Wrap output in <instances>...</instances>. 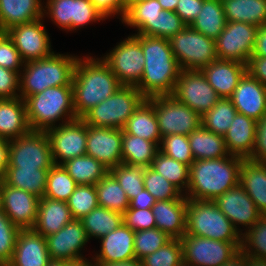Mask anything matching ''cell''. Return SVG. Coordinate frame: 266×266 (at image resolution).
<instances>
[{
  "label": "cell",
  "mask_w": 266,
  "mask_h": 266,
  "mask_svg": "<svg viewBox=\"0 0 266 266\" xmlns=\"http://www.w3.org/2000/svg\"><path fill=\"white\" fill-rule=\"evenodd\" d=\"M142 46L144 71L135 86L145 98L172 95L181 68L171 50L169 39L134 35Z\"/></svg>",
  "instance_id": "1"
},
{
  "label": "cell",
  "mask_w": 266,
  "mask_h": 266,
  "mask_svg": "<svg viewBox=\"0 0 266 266\" xmlns=\"http://www.w3.org/2000/svg\"><path fill=\"white\" fill-rule=\"evenodd\" d=\"M76 62L73 80V105L77 118H81L92 107L112 96L123 86L103 61L93 58Z\"/></svg>",
  "instance_id": "2"
},
{
  "label": "cell",
  "mask_w": 266,
  "mask_h": 266,
  "mask_svg": "<svg viewBox=\"0 0 266 266\" xmlns=\"http://www.w3.org/2000/svg\"><path fill=\"white\" fill-rule=\"evenodd\" d=\"M244 158L236 155L219 159L195 160L189 167L187 199L214 201L239 184Z\"/></svg>",
  "instance_id": "3"
},
{
  "label": "cell",
  "mask_w": 266,
  "mask_h": 266,
  "mask_svg": "<svg viewBox=\"0 0 266 266\" xmlns=\"http://www.w3.org/2000/svg\"><path fill=\"white\" fill-rule=\"evenodd\" d=\"M77 60L76 56L53 53L47 58L26 62L24 75L19 80L20 97L25 100L50 87L72 85Z\"/></svg>",
  "instance_id": "4"
},
{
  "label": "cell",
  "mask_w": 266,
  "mask_h": 266,
  "mask_svg": "<svg viewBox=\"0 0 266 266\" xmlns=\"http://www.w3.org/2000/svg\"><path fill=\"white\" fill-rule=\"evenodd\" d=\"M27 120L31 130L46 131L53 123L67 117L77 119L73 105L72 85L50 87L25 100Z\"/></svg>",
  "instance_id": "5"
},
{
  "label": "cell",
  "mask_w": 266,
  "mask_h": 266,
  "mask_svg": "<svg viewBox=\"0 0 266 266\" xmlns=\"http://www.w3.org/2000/svg\"><path fill=\"white\" fill-rule=\"evenodd\" d=\"M239 232L213 201L187 199L185 234L241 242Z\"/></svg>",
  "instance_id": "6"
},
{
  "label": "cell",
  "mask_w": 266,
  "mask_h": 266,
  "mask_svg": "<svg viewBox=\"0 0 266 266\" xmlns=\"http://www.w3.org/2000/svg\"><path fill=\"white\" fill-rule=\"evenodd\" d=\"M146 98L135 86H121L112 96L87 111L81 119L89 126L123 129Z\"/></svg>",
  "instance_id": "7"
},
{
  "label": "cell",
  "mask_w": 266,
  "mask_h": 266,
  "mask_svg": "<svg viewBox=\"0 0 266 266\" xmlns=\"http://www.w3.org/2000/svg\"><path fill=\"white\" fill-rule=\"evenodd\" d=\"M178 65L184 70H201L217 60L215 40L187 25L169 39Z\"/></svg>",
  "instance_id": "8"
},
{
  "label": "cell",
  "mask_w": 266,
  "mask_h": 266,
  "mask_svg": "<svg viewBox=\"0 0 266 266\" xmlns=\"http://www.w3.org/2000/svg\"><path fill=\"white\" fill-rule=\"evenodd\" d=\"M154 107L161 137L173 134L188 136L201 125V115L172 95L146 98Z\"/></svg>",
  "instance_id": "9"
},
{
  "label": "cell",
  "mask_w": 266,
  "mask_h": 266,
  "mask_svg": "<svg viewBox=\"0 0 266 266\" xmlns=\"http://www.w3.org/2000/svg\"><path fill=\"white\" fill-rule=\"evenodd\" d=\"M54 165L45 131L30 130L8 141L7 167L50 169Z\"/></svg>",
  "instance_id": "10"
},
{
  "label": "cell",
  "mask_w": 266,
  "mask_h": 266,
  "mask_svg": "<svg viewBox=\"0 0 266 266\" xmlns=\"http://www.w3.org/2000/svg\"><path fill=\"white\" fill-rule=\"evenodd\" d=\"M183 262L192 266H222L241 248V242H225L184 234Z\"/></svg>",
  "instance_id": "11"
},
{
  "label": "cell",
  "mask_w": 266,
  "mask_h": 266,
  "mask_svg": "<svg viewBox=\"0 0 266 266\" xmlns=\"http://www.w3.org/2000/svg\"><path fill=\"white\" fill-rule=\"evenodd\" d=\"M124 86H136L144 71L145 57L139 40L129 36L102 59Z\"/></svg>",
  "instance_id": "12"
},
{
  "label": "cell",
  "mask_w": 266,
  "mask_h": 266,
  "mask_svg": "<svg viewBox=\"0 0 266 266\" xmlns=\"http://www.w3.org/2000/svg\"><path fill=\"white\" fill-rule=\"evenodd\" d=\"M172 96L201 116L221 99L201 70L181 69Z\"/></svg>",
  "instance_id": "13"
},
{
  "label": "cell",
  "mask_w": 266,
  "mask_h": 266,
  "mask_svg": "<svg viewBox=\"0 0 266 266\" xmlns=\"http://www.w3.org/2000/svg\"><path fill=\"white\" fill-rule=\"evenodd\" d=\"M58 127L47 129L54 164L62 165L67 160L86 155L87 124L77 118L64 121ZM63 161L58 163L57 159Z\"/></svg>",
  "instance_id": "14"
},
{
  "label": "cell",
  "mask_w": 266,
  "mask_h": 266,
  "mask_svg": "<svg viewBox=\"0 0 266 266\" xmlns=\"http://www.w3.org/2000/svg\"><path fill=\"white\" fill-rule=\"evenodd\" d=\"M258 27L243 22H227L215 40L217 58L248 63L252 56Z\"/></svg>",
  "instance_id": "15"
},
{
  "label": "cell",
  "mask_w": 266,
  "mask_h": 266,
  "mask_svg": "<svg viewBox=\"0 0 266 266\" xmlns=\"http://www.w3.org/2000/svg\"><path fill=\"white\" fill-rule=\"evenodd\" d=\"M40 198L25 190L7 185L0 179V207L19 229H33Z\"/></svg>",
  "instance_id": "16"
},
{
  "label": "cell",
  "mask_w": 266,
  "mask_h": 266,
  "mask_svg": "<svg viewBox=\"0 0 266 266\" xmlns=\"http://www.w3.org/2000/svg\"><path fill=\"white\" fill-rule=\"evenodd\" d=\"M41 20L19 24L6 31L24 63L47 58L54 53Z\"/></svg>",
  "instance_id": "17"
},
{
  "label": "cell",
  "mask_w": 266,
  "mask_h": 266,
  "mask_svg": "<svg viewBox=\"0 0 266 266\" xmlns=\"http://www.w3.org/2000/svg\"><path fill=\"white\" fill-rule=\"evenodd\" d=\"M45 238L52 261L71 262L84 259L79 253L89 238L81 220L73 219L57 233Z\"/></svg>",
  "instance_id": "18"
},
{
  "label": "cell",
  "mask_w": 266,
  "mask_h": 266,
  "mask_svg": "<svg viewBox=\"0 0 266 266\" xmlns=\"http://www.w3.org/2000/svg\"><path fill=\"white\" fill-rule=\"evenodd\" d=\"M86 155L109 170L122 164V129L87 125Z\"/></svg>",
  "instance_id": "19"
},
{
  "label": "cell",
  "mask_w": 266,
  "mask_h": 266,
  "mask_svg": "<svg viewBox=\"0 0 266 266\" xmlns=\"http://www.w3.org/2000/svg\"><path fill=\"white\" fill-rule=\"evenodd\" d=\"M221 212L232 222L242 224L249 229L263 216L243 187L238 184L225 191L213 201Z\"/></svg>",
  "instance_id": "20"
},
{
  "label": "cell",
  "mask_w": 266,
  "mask_h": 266,
  "mask_svg": "<svg viewBox=\"0 0 266 266\" xmlns=\"http://www.w3.org/2000/svg\"><path fill=\"white\" fill-rule=\"evenodd\" d=\"M230 99L237 113L256 121L266 114V86L248 72L240 79Z\"/></svg>",
  "instance_id": "21"
},
{
  "label": "cell",
  "mask_w": 266,
  "mask_h": 266,
  "mask_svg": "<svg viewBox=\"0 0 266 266\" xmlns=\"http://www.w3.org/2000/svg\"><path fill=\"white\" fill-rule=\"evenodd\" d=\"M51 261L46 238L34 229H20L7 266H48Z\"/></svg>",
  "instance_id": "22"
},
{
  "label": "cell",
  "mask_w": 266,
  "mask_h": 266,
  "mask_svg": "<svg viewBox=\"0 0 266 266\" xmlns=\"http://www.w3.org/2000/svg\"><path fill=\"white\" fill-rule=\"evenodd\" d=\"M201 71L221 98H230L247 72V65L234 60L217 59Z\"/></svg>",
  "instance_id": "23"
},
{
  "label": "cell",
  "mask_w": 266,
  "mask_h": 266,
  "mask_svg": "<svg viewBox=\"0 0 266 266\" xmlns=\"http://www.w3.org/2000/svg\"><path fill=\"white\" fill-rule=\"evenodd\" d=\"M135 232L124 223L117 229L101 237V251L95 257V263H118L135 258Z\"/></svg>",
  "instance_id": "24"
},
{
  "label": "cell",
  "mask_w": 266,
  "mask_h": 266,
  "mask_svg": "<svg viewBox=\"0 0 266 266\" xmlns=\"http://www.w3.org/2000/svg\"><path fill=\"white\" fill-rule=\"evenodd\" d=\"M187 199L159 200L152 206L156 227L171 239H181L186 233Z\"/></svg>",
  "instance_id": "25"
},
{
  "label": "cell",
  "mask_w": 266,
  "mask_h": 266,
  "mask_svg": "<svg viewBox=\"0 0 266 266\" xmlns=\"http://www.w3.org/2000/svg\"><path fill=\"white\" fill-rule=\"evenodd\" d=\"M257 121L237 113L223 136L227 151L231 155L247 159L253 152Z\"/></svg>",
  "instance_id": "26"
},
{
  "label": "cell",
  "mask_w": 266,
  "mask_h": 266,
  "mask_svg": "<svg viewBox=\"0 0 266 266\" xmlns=\"http://www.w3.org/2000/svg\"><path fill=\"white\" fill-rule=\"evenodd\" d=\"M31 130L24 100L0 99V139H17Z\"/></svg>",
  "instance_id": "27"
},
{
  "label": "cell",
  "mask_w": 266,
  "mask_h": 266,
  "mask_svg": "<svg viewBox=\"0 0 266 266\" xmlns=\"http://www.w3.org/2000/svg\"><path fill=\"white\" fill-rule=\"evenodd\" d=\"M73 219L67 202L41 197L33 229L43 237H47L57 233Z\"/></svg>",
  "instance_id": "28"
},
{
  "label": "cell",
  "mask_w": 266,
  "mask_h": 266,
  "mask_svg": "<svg viewBox=\"0 0 266 266\" xmlns=\"http://www.w3.org/2000/svg\"><path fill=\"white\" fill-rule=\"evenodd\" d=\"M40 0H0V32L44 17Z\"/></svg>",
  "instance_id": "29"
},
{
  "label": "cell",
  "mask_w": 266,
  "mask_h": 266,
  "mask_svg": "<svg viewBox=\"0 0 266 266\" xmlns=\"http://www.w3.org/2000/svg\"><path fill=\"white\" fill-rule=\"evenodd\" d=\"M239 184L254 201L258 210L266 215V162L243 159Z\"/></svg>",
  "instance_id": "30"
},
{
  "label": "cell",
  "mask_w": 266,
  "mask_h": 266,
  "mask_svg": "<svg viewBox=\"0 0 266 266\" xmlns=\"http://www.w3.org/2000/svg\"><path fill=\"white\" fill-rule=\"evenodd\" d=\"M122 133L139 136L155 142L158 146L162 140L153 105L145 99L127 120Z\"/></svg>",
  "instance_id": "31"
},
{
  "label": "cell",
  "mask_w": 266,
  "mask_h": 266,
  "mask_svg": "<svg viewBox=\"0 0 266 266\" xmlns=\"http://www.w3.org/2000/svg\"><path fill=\"white\" fill-rule=\"evenodd\" d=\"M194 160L219 159L230 156L224 137L204 128L202 125L188 135Z\"/></svg>",
  "instance_id": "32"
},
{
  "label": "cell",
  "mask_w": 266,
  "mask_h": 266,
  "mask_svg": "<svg viewBox=\"0 0 266 266\" xmlns=\"http://www.w3.org/2000/svg\"><path fill=\"white\" fill-rule=\"evenodd\" d=\"M162 10L158 0H144L133 4L128 9L122 22L136 27L137 34L157 37V19Z\"/></svg>",
  "instance_id": "33"
},
{
  "label": "cell",
  "mask_w": 266,
  "mask_h": 266,
  "mask_svg": "<svg viewBox=\"0 0 266 266\" xmlns=\"http://www.w3.org/2000/svg\"><path fill=\"white\" fill-rule=\"evenodd\" d=\"M227 22L266 24V0H221Z\"/></svg>",
  "instance_id": "34"
},
{
  "label": "cell",
  "mask_w": 266,
  "mask_h": 266,
  "mask_svg": "<svg viewBox=\"0 0 266 266\" xmlns=\"http://www.w3.org/2000/svg\"><path fill=\"white\" fill-rule=\"evenodd\" d=\"M49 169L7 167L2 180L9 186L25 190L41 198L46 190Z\"/></svg>",
  "instance_id": "35"
},
{
  "label": "cell",
  "mask_w": 266,
  "mask_h": 266,
  "mask_svg": "<svg viewBox=\"0 0 266 266\" xmlns=\"http://www.w3.org/2000/svg\"><path fill=\"white\" fill-rule=\"evenodd\" d=\"M159 147L155 142L122 133V163L131 166L151 167Z\"/></svg>",
  "instance_id": "36"
},
{
  "label": "cell",
  "mask_w": 266,
  "mask_h": 266,
  "mask_svg": "<svg viewBox=\"0 0 266 266\" xmlns=\"http://www.w3.org/2000/svg\"><path fill=\"white\" fill-rule=\"evenodd\" d=\"M226 17L221 0H204L199 15L191 27L206 37L216 40L226 26Z\"/></svg>",
  "instance_id": "37"
},
{
  "label": "cell",
  "mask_w": 266,
  "mask_h": 266,
  "mask_svg": "<svg viewBox=\"0 0 266 266\" xmlns=\"http://www.w3.org/2000/svg\"><path fill=\"white\" fill-rule=\"evenodd\" d=\"M62 165L78 185H95L109 172L106 166L89 155L75 157Z\"/></svg>",
  "instance_id": "38"
},
{
  "label": "cell",
  "mask_w": 266,
  "mask_h": 266,
  "mask_svg": "<svg viewBox=\"0 0 266 266\" xmlns=\"http://www.w3.org/2000/svg\"><path fill=\"white\" fill-rule=\"evenodd\" d=\"M88 238H101L123 224V214L98 206L80 219Z\"/></svg>",
  "instance_id": "39"
},
{
  "label": "cell",
  "mask_w": 266,
  "mask_h": 266,
  "mask_svg": "<svg viewBox=\"0 0 266 266\" xmlns=\"http://www.w3.org/2000/svg\"><path fill=\"white\" fill-rule=\"evenodd\" d=\"M98 205L109 210L124 214L130 206L126 192L116 178L108 172L103 179L95 184Z\"/></svg>",
  "instance_id": "40"
},
{
  "label": "cell",
  "mask_w": 266,
  "mask_h": 266,
  "mask_svg": "<svg viewBox=\"0 0 266 266\" xmlns=\"http://www.w3.org/2000/svg\"><path fill=\"white\" fill-rule=\"evenodd\" d=\"M236 108L230 98H221L209 111L201 116L202 126L217 135L224 136L235 115Z\"/></svg>",
  "instance_id": "41"
},
{
  "label": "cell",
  "mask_w": 266,
  "mask_h": 266,
  "mask_svg": "<svg viewBox=\"0 0 266 266\" xmlns=\"http://www.w3.org/2000/svg\"><path fill=\"white\" fill-rule=\"evenodd\" d=\"M77 186L63 165L54 164L48 171L43 197L66 202Z\"/></svg>",
  "instance_id": "42"
},
{
  "label": "cell",
  "mask_w": 266,
  "mask_h": 266,
  "mask_svg": "<svg viewBox=\"0 0 266 266\" xmlns=\"http://www.w3.org/2000/svg\"><path fill=\"white\" fill-rule=\"evenodd\" d=\"M151 168L161 174L180 191L188 188L189 166L158 151L151 164Z\"/></svg>",
  "instance_id": "43"
},
{
  "label": "cell",
  "mask_w": 266,
  "mask_h": 266,
  "mask_svg": "<svg viewBox=\"0 0 266 266\" xmlns=\"http://www.w3.org/2000/svg\"><path fill=\"white\" fill-rule=\"evenodd\" d=\"M109 172L116 178L130 201L145 188L143 183L145 167L143 166L122 163L111 168Z\"/></svg>",
  "instance_id": "44"
},
{
  "label": "cell",
  "mask_w": 266,
  "mask_h": 266,
  "mask_svg": "<svg viewBox=\"0 0 266 266\" xmlns=\"http://www.w3.org/2000/svg\"><path fill=\"white\" fill-rule=\"evenodd\" d=\"M145 189L157 200L187 199L177 187L151 167H145L143 174Z\"/></svg>",
  "instance_id": "45"
},
{
  "label": "cell",
  "mask_w": 266,
  "mask_h": 266,
  "mask_svg": "<svg viewBox=\"0 0 266 266\" xmlns=\"http://www.w3.org/2000/svg\"><path fill=\"white\" fill-rule=\"evenodd\" d=\"M66 202L73 218L80 220L99 206L95 185H78Z\"/></svg>",
  "instance_id": "46"
},
{
  "label": "cell",
  "mask_w": 266,
  "mask_h": 266,
  "mask_svg": "<svg viewBox=\"0 0 266 266\" xmlns=\"http://www.w3.org/2000/svg\"><path fill=\"white\" fill-rule=\"evenodd\" d=\"M170 240L171 237L157 227L148 230L136 231L134 236L135 258L142 260L147 255L152 254L164 246Z\"/></svg>",
  "instance_id": "47"
},
{
  "label": "cell",
  "mask_w": 266,
  "mask_h": 266,
  "mask_svg": "<svg viewBox=\"0 0 266 266\" xmlns=\"http://www.w3.org/2000/svg\"><path fill=\"white\" fill-rule=\"evenodd\" d=\"M244 234L241 232V248L246 255L266 258V215H263ZM253 251H252V250Z\"/></svg>",
  "instance_id": "48"
},
{
  "label": "cell",
  "mask_w": 266,
  "mask_h": 266,
  "mask_svg": "<svg viewBox=\"0 0 266 266\" xmlns=\"http://www.w3.org/2000/svg\"><path fill=\"white\" fill-rule=\"evenodd\" d=\"M141 261L143 266H179L183 261L181 240L171 239Z\"/></svg>",
  "instance_id": "49"
},
{
  "label": "cell",
  "mask_w": 266,
  "mask_h": 266,
  "mask_svg": "<svg viewBox=\"0 0 266 266\" xmlns=\"http://www.w3.org/2000/svg\"><path fill=\"white\" fill-rule=\"evenodd\" d=\"M160 144L162 147H159V151L170 158L182 162L189 167L195 161L189 145L188 136L186 135L173 134L162 137Z\"/></svg>",
  "instance_id": "50"
},
{
  "label": "cell",
  "mask_w": 266,
  "mask_h": 266,
  "mask_svg": "<svg viewBox=\"0 0 266 266\" xmlns=\"http://www.w3.org/2000/svg\"><path fill=\"white\" fill-rule=\"evenodd\" d=\"M19 231L0 207V266H7L12 260Z\"/></svg>",
  "instance_id": "51"
},
{
  "label": "cell",
  "mask_w": 266,
  "mask_h": 266,
  "mask_svg": "<svg viewBox=\"0 0 266 266\" xmlns=\"http://www.w3.org/2000/svg\"><path fill=\"white\" fill-rule=\"evenodd\" d=\"M47 14L64 29H73L74 0H47Z\"/></svg>",
  "instance_id": "52"
},
{
  "label": "cell",
  "mask_w": 266,
  "mask_h": 266,
  "mask_svg": "<svg viewBox=\"0 0 266 266\" xmlns=\"http://www.w3.org/2000/svg\"><path fill=\"white\" fill-rule=\"evenodd\" d=\"M24 64L13 40L6 32H0V66L19 73V67Z\"/></svg>",
  "instance_id": "53"
},
{
  "label": "cell",
  "mask_w": 266,
  "mask_h": 266,
  "mask_svg": "<svg viewBox=\"0 0 266 266\" xmlns=\"http://www.w3.org/2000/svg\"><path fill=\"white\" fill-rule=\"evenodd\" d=\"M124 224L134 232L156 227L152 209L128 208L123 214Z\"/></svg>",
  "instance_id": "54"
},
{
  "label": "cell",
  "mask_w": 266,
  "mask_h": 266,
  "mask_svg": "<svg viewBox=\"0 0 266 266\" xmlns=\"http://www.w3.org/2000/svg\"><path fill=\"white\" fill-rule=\"evenodd\" d=\"M186 26L174 11L162 10L157 19V37L170 39Z\"/></svg>",
  "instance_id": "55"
},
{
  "label": "cell",
  "mask_w": 266,
  "mask_h": 266,
  "mask_svg": "<svg viewBox=\"0 0 266 266\" xmlns=\"http://www.w3.org/2000/svg\"><path fill=\"white\" fill-rule=\"evenodd\" d=\"M105 19L90 0H74L73 30L95 20Z\"/></svg>",
  "instance_id": "56"
},
{
  "label": "cell",
  "mask_w": 266,
  "mask_h": 266,
  "mask_svg": "<svg viewBox=\"0 0 266 266\" xmlns=\"http://www.w3.org/2000/svg\"><path fill=\"white\" fill-rule=\"evenodd\" d=\"M20 76V73L0 66V99L20 97V95L16 93V90H19Z\"/></svg>",
  "instance_id": "57"
},
{
  "label": "cell",
  "mask_w": 266,
  "mask_h": 266,
  "mask_svg": "<svg viewBox=\"0 0 266 266\" xmlns=\"http://www.w3.org/2000/svg\"><path fill=\"white\" fill-rule=\"evenodd\" d=\"M247 159L254 162H266V114L257 120L254 149Z\"/></svg>",
  "instance_id": "58"
},
{
  "label": "cell",
  "mask_w": 266,
  "mask_h": 266,
  "mask_svg": "<svg viewBox=\"0 0 266 266\" xmlns=\"http://www.w3.org/2000/svg\"><path fill=\"white\" fill-rule=\"evenodd\" d=\"M203 1L204 0H179L174 12L186 25H191L203 7Z\"/></svg>",
  "instance_id": "59"
},
{
  "label": "cell",
  "mask_w": 266,
  "mask_h": 266,
  "mask_svg": "<svg viewBox=\"0 0 266 266\" xmlns=\"http://www.w3.org/2000/svg\"><path fill=\"white\" fill-rule=\"evenodd\" d=\"M94 7L104 16V18L121 14L122 20L126 14L125 0H90Z\"/></svg>",
  "instance_id": "60"
},
{
  "label": "cell",
  "mask_w": 266,
  "mask_h": 266,
  "mask_svg": "<svg viewBox=\"0 0 266 266\" xmlns=\"http://www.w3.org/2000/svg\"><path fill=\"white\" fill-rule=\"evenodd\" d=\"M247 72L266 86V57L251 56L247 63Z\"/></svg>",
  "instance_id": "61"
},
{
  "label": "cell",
  "mask_w": 266,
  "mask_h": 266,
  "mask_svg": "<svg viewBox=\"0 0 266 266\" xmlns=\"http://www.w3.org/2000/svg\"><path fill=\"white\" fill-rule=\"evenodd\" d=\"M156 199L144 188L130 201L129 208L149 209L156 203Z\"/></svg>",
  "instance_id": "62"
},
{
  "label": "cell",
  "mask_w": 266,
  "mask_h": 266,
  "mask_svg": "<svg viewBox=\"0 0 266 266\" xmlns=\"http://www.w3.org/2000/svg\"><path fill=\"white\" fill-rule=\"evenodd\" d=\"M252 56L266 57V24L258 27Z\"/></svg>",
  "instance_id": "63"
},
{
  "label": "cell",
  "mask_w": 266,
  "mask_h": 266,
  "mask_svg": "<svg viewBox=\"0 0 266 266\" xmlns=\"http://www.w3.org/2000/svg\"><path fill=\"white\" fill-rule=\"evenodd\" d=\"M8 157V141L0 139V179L4 175L7 168Z\"/></svg>",
  "instance_id": "64"
},
{
  "label": "cell",
  "mask_w": 266,
  "mask_h": 266,
  "mask_svg": "<svg viewBox=\"0 0 266 266\" xmlns=\"http://www.w3.org/2000/svg\"><path fill=\"white\" fill-rule=\"evenodd\" d=\"M222 266H247V255L243 252L242 249H239Z\"/></svg>",
  "instance_id": "65"
},
{
  "label": "cell",
  "mask_w": 266,
  "mask_h": 266,
  "mask_svg": "<svg viewBox=\"0 0 266 266\" xmlns=\"http://www.w3.org/2000/svg\"><path fill=\"white\" fill-rule=\"evenodd\" d=\"M96 266H143L142 261L138 259H132L129 261H123L118 263H95Z\"/></svg>",
  "instance_id": "66"
},
{
  "label": "cell",
  "mask_w": 266,
  "mask_h": 266,
  "mask_svg": "<svg viewBox=\"0 0 266 266\" xmlns=\"http://www.w3.org/2000/svg\"><path fill=\"white\" fill-rule=\"evenodd\" d=\"M247 266H266V258L247 255Z\"/></svg>",
  "instance_id": "67"
},
{
  "label": "cell",
  "mask_w": 266,
  "mask_h": 266,
  "mask_svg": "<svg viewBox=\"0 0 266 266\" xmlns=\"http://www.w3.org/2000/svg\"><path fill=\"white\" fill-rule=\"evenodd\" d=\"M179 0H158L163 10L175 11L177 2Z\"/></svg>",
  "instance_id": "68"
},
{
  "label": "cell",
  "mask_w": 266,
  "mask_h": 266,
  "mask_svg": "<svg viewBox=\"0 0 266 266\" xmlns=\"http://www.w3.org/2000/svg\"><path fill=\"white\" fill-rule=\"evenodd\" d=\"M67 266H96L95 263L92 264L91 262H89L88 260H78V261H71V262H67Z\"/></svg>",
  "instance_id": "69"
},
{
  "label": "cell",
  "mask_w": 266,
  "mask_h": 266,
  "mask_svg": "<svg viewBox=\"0 0 266 266\" xmlns=\"http://www.w3.org/2000/svg\"><path fill=\"white\" fill-rule=\"evenodd\" d=\"M144 0H125V4H126V11L135 3L141 2Z\"/></svg>",
  "instance_id": "70"
},
{
  "label": "cell",
  "mask_w": 266,
  "mask_h": 266,
  "mask_svg": "<svg viewBox=\"0 0 266 266\" xmlns=\"http://www.w3.org/2000/svg\"><path fill=\"white\" fill-rule=\"evenodd\" d=\"M48 266H67V262H64V261H51Z\"/></svg>",
  "instance_id": "71"
},
{
  "label": "cell",
  "mask_w": 266,
  "mask_h": 266,
  "mask_svg": "<svg viewBox=\"0 0 266 266\" xmlns=\"http://www.w3.org/2000/svg\"><path fill=\"white\" fill-rule=\"evenodd\" d=\"M179 266H192V265H190V264H186V263H184V262L182 261V263H181Z\"/></svg>",
  "instance_id": "72"
}]
</instances>
